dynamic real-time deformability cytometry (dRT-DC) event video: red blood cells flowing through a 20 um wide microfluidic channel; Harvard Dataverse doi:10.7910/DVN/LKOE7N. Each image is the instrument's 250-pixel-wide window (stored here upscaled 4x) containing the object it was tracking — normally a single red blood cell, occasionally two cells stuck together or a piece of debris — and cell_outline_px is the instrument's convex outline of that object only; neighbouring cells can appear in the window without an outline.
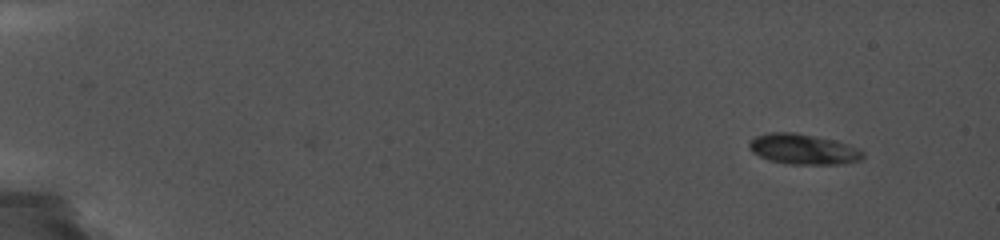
{"species": "common noctule bat (a hibernating species)", "species_latin": "Nyctalus noctula", "temperature_condition": "cold", "stored_images_in_passage": 29, "camera_frame_rate_fps": 5000, "um_per_image_px": 0.085, "animal": {"sex": "female", "body_mass_g": 19.0, "forearm_length_mm": 56.7}, "frame": {"image": 1, "passage_image": 1, "time_ms": 0.0, "image_size_px": [1000, 240], "cell_outline_px": [[864, 156], [860, 160], [844, 164], [784, 164], [768, 160], [752, 152], [748, 148], [748, 144], [756, 136], [772, 132], [796, 132], [836, 140], [848, 144], [864, 152]], "centroid_in_image_um": [68.28, 12.68], "position_along_channel_um": 16.7, "area_um2": 20.29}}
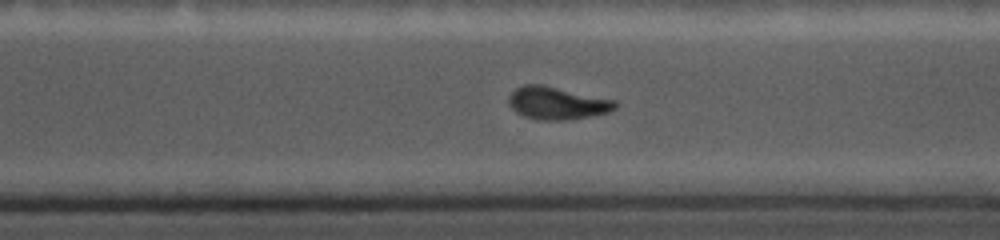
{"frame": {"image": 2, "passage_image": 19, "time_ms": 12.2, "image_size_px": [1000, 240], "cell_outline_px": [[620, 104], [616, 108], [608, 112], [568, 120], [536, 120], [524, 116], [516, 112], [512, 108], [508, 100], [508, 96], [516, 88], [524, 84], [540, 84], [616, 100]], "centroid_in_image_um": [47.35, 8.76], "position_along_channel_um": 323.2, "area_um2": 20.23}}
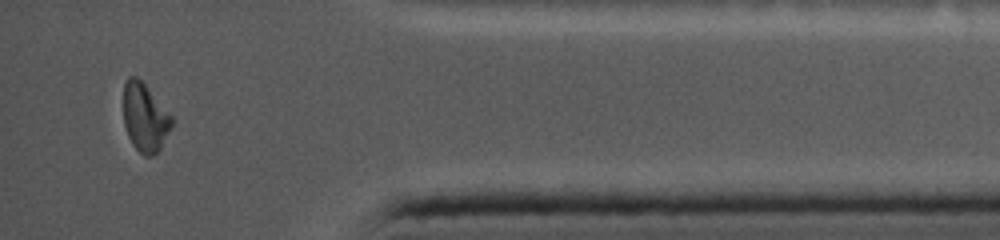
{"frame": {"image": 3, "passage_image": 27, "time_ms": 15.2, "image_size_px": [1000, 240], "cell_outline_px": [[176, 120], [160, 148], [152, 156], [144, 156], [132, 144], [128, 136], [124, 124], [124, 80], [128, 76], [136, 76], [144, 84]], "centroid_in_image_um": [12.33, 9.99], "position_along_channel_um": 422.9, "area_um2": 19.25}}